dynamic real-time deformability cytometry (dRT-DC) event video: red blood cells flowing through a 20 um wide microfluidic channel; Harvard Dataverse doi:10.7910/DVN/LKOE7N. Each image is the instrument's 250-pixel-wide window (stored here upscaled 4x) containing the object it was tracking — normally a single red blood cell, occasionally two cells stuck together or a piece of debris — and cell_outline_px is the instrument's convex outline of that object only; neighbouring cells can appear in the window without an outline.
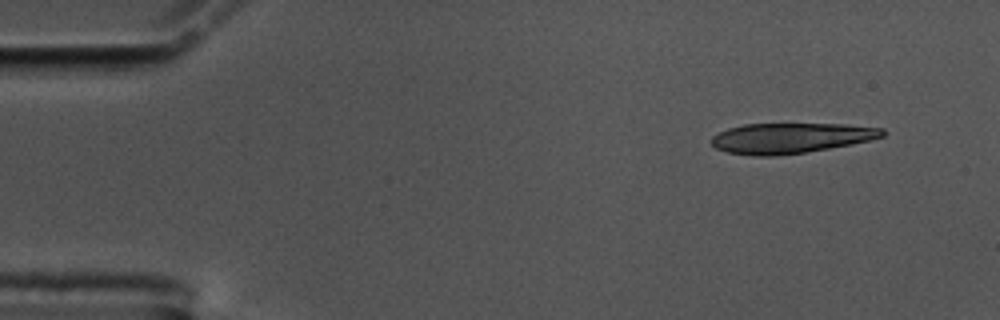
{"species": "common noctule bat (a hibernating species)", "species_latin": "Nyctalus noctula", "temperature_condition": "cold", "stored_images_in_passage": 14, "camera_frame_rate_fps": 3000, "um_per_image_px": 0.085, "animal": {"sex": "male", "body_mass_g": 17.5, "forearm_length_mm": 52.3}, "frame": {"image": 1, "passage_image": 1, "time_ms": 0.0, "image_size_px": [1000, 320], "cell_outline_px": [[884, 136], [868, 140], [808, 152], [776, 156], [752, 156], [728, 152], [716, 148], [712, 144], [712, 136], [728, 128], [744, 124], [844, 124], [884, 128]], "centroid_in_image_um": [67.18, 11.73], "position_along_channel_um": 17.8, "area_um2": 30.0}}